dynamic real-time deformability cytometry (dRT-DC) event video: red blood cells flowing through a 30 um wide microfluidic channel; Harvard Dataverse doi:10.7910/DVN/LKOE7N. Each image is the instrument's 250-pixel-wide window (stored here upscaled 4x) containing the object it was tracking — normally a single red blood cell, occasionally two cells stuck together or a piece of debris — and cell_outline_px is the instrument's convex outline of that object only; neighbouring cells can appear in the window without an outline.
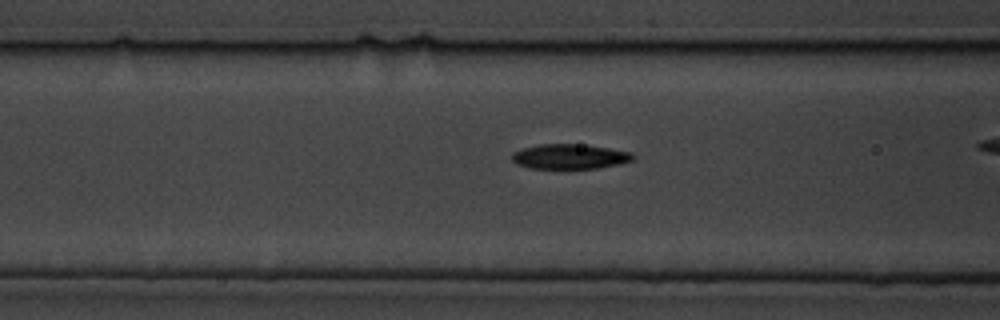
{"species": "common noctule bat (a hibernating species)", "species_latin": "Nyctalus noctula", "temperature_condition": "cold", "stored_images_in_passage": 30, "camera_frame_rate_fps": 3000, "um_per_image_px": 0.085, "animal": {"sex": "male", "body_mass_g": 19.5, "forearm_length_mm": 54.6}, "frame": {"image": 1, "passage_image": 7, "time_ms": 2.0, "image_size_px": [1000, 320], "cell_outline_px": [[636, 156], [632, 160], [620, 164], [596, 168], [532, 168], [516, 164], [512, 160], [512, 152], [524, 148], [540, 144], [572, 144], [608, 148], [632, 152]], "centroid_in_image_um": [48.43, 13.31], "position_along_channel_um": 118.2, "area_um2": 17.34}}
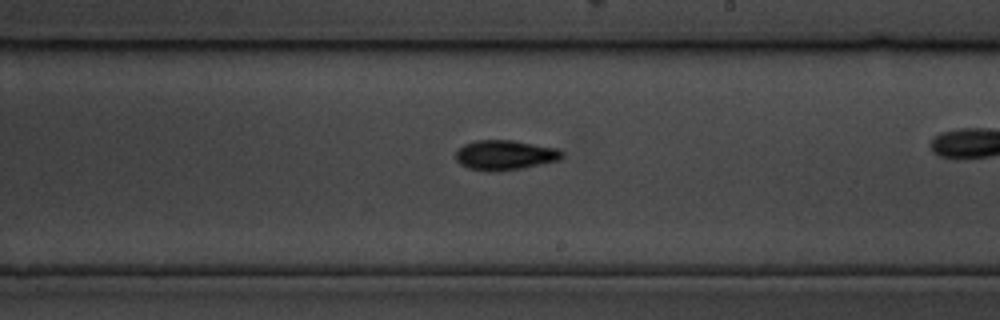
{"frame": {"image": 2, "passage_image": 18, "time_ms": 5.667, "image_size_px": [1000, 320], "cell_outline_px": [[564, 156], [560, 160], [520, 168], [496, 172], [488, 172], [468, 168], [460, 164], [456, 160], [456, 152], [464, 144], [476, 140], [512, 140], [560, 148], [564, 152]], "centroid_in_image_um": [42.94, 13.18], "position_along_channel_um": 246.1, "area_um2": 18.67}}
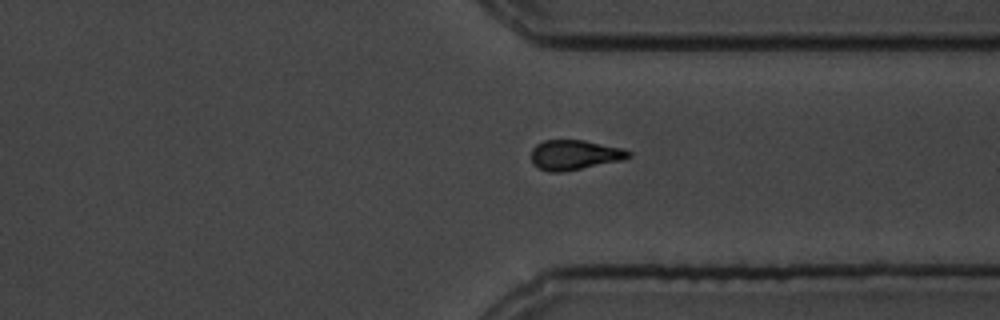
{"frame": {"image": 3, "passage_image": 28, "time_ms": 9.0, "image_size_px": [1000, 320], "cell_outline_px": [[632, 156], [624, 160], [564, 172], [548, 172], [532, 164], [532, 148], [536, 144], [544, 140], [584, 140], [624, 148], [632, 152]], "centroid_in_image_um": [48.88, 13.17], "position_along_channel_um": 362.5, "area_um2": 17.22}}